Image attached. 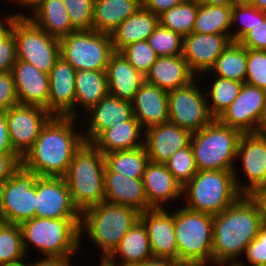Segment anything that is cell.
<instances>
[{"label": "cell", "instance_id": "52", "mask_svg": "<svg viewBox=\"0 0 266 266\" xmlns=\"http://www.w3.org/2000/svg\"><path fill=\"white\" fill-rule=\"evenodd\" d=\"M2 153H16L10 143L5 112H0V154Z\"/></svg>", "mask_w": 266, "mask_h": 266}, {"label": "cell", "instance_id": "46", "mask_svg": "<svg viewBox=\"0 0 266 266\" xmlns=\"http://www.w3.org/2000/svg\"><path fill=\"white\" fill-rule=\"evenodd\" d=\"M237 42L246 49H266V12L259 10V22Z\"/></svg>", "mask_w": 266, "mask_h": 266}, {"label": "cell", "instance_id": "25", "mask_svg": "<svg viewBox=\"0 0 266 266\" xmlns=\"http://www.w3.org/2000/svg\"><path fill=\"white\" fill-rule=\"evenodd\" d=\"M88 113L90 124L83 137L85 142L91 143L103 130L129 120L133 116L132 102L107 94Z\"/></svg>", "mask_w": 266, "mask_h": 266}, {"label": "cell", "instance_id": "58", "mask_svg": "<svg viewBox=\"0 0 266 266\" xmlns=\"http://www.w3.org/2000/svg\"><path fill=\"white\" fill-rule=\"evenodd\" d=\"M17 1L20 5H23L24 7H29L30 9L33 10L31 12H34L42 3L44 0H14Z\"/></svg>", "mask_w": 266, "mask_h": 266}, {"label": "cell", "instance_id": "30", "mask_svg": "<svg viewBox=\"0 0 266 266\" xmlns=\"http://www.w3.org/2000/svg\"><path fill=\"white\" fill-rule=\"evenodd\" d=\"M159 25V16L145 7H140L124 20L110 35L114 52H121L126 46L147 40Z\"/></svg>", "mask_w": 266, "mask_h": 266}, {"label": "cell", "instance_id": "62", "mask_svg": "<svg viewBox=\"0 0 266 266\" xmlns=\"http://www.w3.org/2000/svg\"><path fill=\"white\" fill-rule=\"evenodd\" d=\"M251 0H234L235 4L249 3Z\"/></svg>", "mask_w": 266, "mask_h": 266}, {"label": "cell", "instance_id": "3", "mask_svg": "<svg viewBox=\"0 0 266 266\" xmlns=\"http://www.w3.org/2000/svg\"><path fill=\"white\" fill-rule=\"evenodd\" d=\"M104 170V155L92 143L84 142L64 176L72 202L80 213L105 201Z\"/></svg>", "mask_w": 266, "mask_h": 266}, {"label": "cell", "instance_id": "4", "mask_svg": "<svg viewBox=\"0 0 266 266\" xmlns=\"http://www.w3.org/2000/svg\"><path fill=\"white\" fill-rule=\"evenodd\" d=\"M241 135L239 130L223 125L217 119L199 131L193 132L190 145L197 170L233 171L235 184L239 191V179L234 162Z\"/></svg>", "mask_w": 266, "mask_h": 266}, {"label": "cell", "instance_id": "44", "mask_svg": "<svg viewBox=\"0 0 266 266\" xmlns=\"http://www.w3.org/2000/svg\"><path fill=\"white\" fill-rule=\"evenodd\" d=\"M77 30H92L94 0H62Z\"/></svg>", "mask_w": 266, "mask_h": 266}, {"label": "cell", "instance_id": "63", "mask_svg": "<svg viewBox=\"0 0 266 266\" xmlns=\"http://www.w3.org/2000/svg\"><path fill=\"white\" fill-rule=\"evenodd\" d=\"M6 224V222L0 217V229Z\"/></svg>", "mask_w": 266, "mask_h": 266}, {"label": "cell", "instance_id": "35", "mask_svg": "<svg viewBox=\"0 0 266 266\" xmlns=\"http://www.w3.org/2000/svg\"><path fill=\"white\" fill-rule=\"evenodd\" d=\"M214 75L245 83L247 70V49L238 42H231L216 59L210 71Z\"/></svg>", "mask_w": 266, "mask_h": 266}, {"label": "cell", "instance_id": "10", "mask_svg": "<svg viewBox=\"0 0 266 266\" xmlns=\"http://www.w3.org/2000/svg\"><path fill=\"white\" fill-rule=\"evenodd\" d=\"M12 33L17 59L31 63L38 70L49 74L60 57L59 39L46 33L29 17H18Z\"/></svg>", "mask_w": 266, "mask_h": 266}, {"label": "cell", "instance_id": "64", "mask_svg": "<svg viewBox=\"0 0 266 266\" xmlns=\"http://www.w3.org/2000/svg\"><path fill=\"white\" fill-rule=\"evenodd\" d=\"M258 191H266V186L263 189H260Z\"/></svg>", "mask_w": 266, "mask_h": 266}, {"label": "cell", "instance_id": "37", "mask_svg": "<svg viewBox=\"0 0 266 266\" xmlns=\"http://www.w3.org/2000/svg\"><path fill=\"white\" fill-rule=\"evenodd\" d=\"M197 12V0H184L182 3L159 15V24L184 37L193 32Z\"/></svg>", "mask_w": 266, "mask_h": 266}, {"label": "cell", "instance_id": "17", "mask_svg": "<svg viewBox=\"0 0 266 266\" xmlns=\"http://www.w3.org/2000/svg\"><path fill=\"white\" fill-rule=\"evenodd\" d=\"M232 42L227 34L190 33L183 37L182 56L194 73H210L216 59Z\"/></svg>", "mask_w": 266, "mask_h": 266}, {"label": "cell", "instance_id": "32", "mask_svg": "<svg viewBox=\"0 0 266 266\" xmlns=\"http://www.w3.org/2000/svg\"><path fill=\"white\" fill-rule=\"evenodd\" d=\"M33 16V17H32ZM29 18L54 38L61 39L77 31L62 0H44Z\"/></svg>", "mask_w": 266, "mask_h": 266}, {"label": "cell", "instance_id": "21", "mask_svg": "<svg viewBox=\"0 0 266 266\" xmlns=\"http://www.w3.org/2000/svg\"><path fill=\"white\" fill-rule=\"evenodd\" d=\"M11 72L19 104L38 106L47 110L49 74L38 70L31 63L18 59Z\"/></svg>", "mask_w": 266, "mask_h": 266}, {"label": "cell", "instance_id": "27", "mask_svg": "<svg viewBox=\"0 0 266 266\" xmlns=\"http://www.w3.org/2000/svg\"><path fill=\"white\" fill-rule=\"evenodd\" d=\"M108 94L132 102L144 75L137 71L121 52H114L106 68Z\"/></svg>", "mask_w": 266, "mask_h": 266}, {"label": "cell", "instance_id": "22", "mask_svg": "<svg viewBox=\"0 0 266 266\" xmlns=\"http://www.w3.org/2000/svg\"><path fill=\"white\" fill-rule=\"evenodd\" d=\"M105 202L128 206L142 213L148 210V200L142 178H130L112 172L106 165L104 170Z\"/></svg>", "mask_w": 266, "mask_h": 266}, {"label": "cell", "instance_id": "19", "mask_svg": "<svg viewBox=\"0 0 266 266\" xmlns=\"http://www.w3.org/2000/svg\"><path fill=\"white\" fill-rule=\"evenodd\" d=\"M146 227L153 257L178 260V246L174 231V213L162 209H149L139 218Z\"/></svg>", "mask_w": 266, "mask_h": 266}, {"label": "cell", "instance_id": "33", "mask_svg": "<svg viewBox=\"0 0 266 266\" xmlns=\"http://www.w3.org/2000/svg\"><path fill=\"white\" fill-rule=\"evenodd\" d=\"M107 94L106 71H77L75 78V109L77 104H80L88 112Z\"/></svg>", "mask_w": 266, "mask_h": 266}, {"label": "cell", "instance_id": "59", "mask_svg": "<svg viewBox=\"0 0 266 266\" xmlns=\"http://www.w3.org/2000/svg\"><path fill=\"white\" fill-rule=\"evenodd\" d=\"M248 4L256 7L260 11L266 12V0H251Z\"/></svg>", "mask_w": 266, "mask_h": 266}, {"label": "cell", "instance_id": "50", "mask_svg": "<svg viewBox=\"0 0 266 266\" xmlns=\"http://www.w3.org/2000/svg\"><path fill=\"white\" fill-rule=\"evenodd\" d=\"M21 160L17 153L0 154V186L21 166Z\"/></svg>", "mask_w": 266, "mask_h": 266}, {"label": "cell", "instance_id": "41", "mask_svg": "<svg viewBox=\"0 0 266 266\" xmlns=\"http://www.w3.org/2000/svg\"><path fill=\"white\" fill-rule=\"evenodd\" d=\"M147 42L158 56L182 55L183 37L160 24L147 38Z\"/></svg>", "mask_w": 266, "mask_h": 266}, {"label": "cell", "instance_id": "34", "mask_svg": "<svg viewBox=\"0 0 266 266\" xmlns=\"http://www.w3.org/2000/svg\"><path fill=\"white\" fill-rule=\"evenodd\" d=\"M232 6L204 5L198 2L193 32L199 34H227L231 37Z\"/></svg>", "mask_w": 266, "mask_h": 266}, {"label": "cell", "instance_id": "57", "mask_svg": "<svg viewBox=\"0 0 266 266\" xmlns=\"http://www.w3.org/2000/svg\"><path fill=\"white\" fill-rule=\"evenodd\" d=\"M204 5H221V6H233L234 0H197Z\"/></svg>", "mask_w": 266, "mask_h": 266}, {"label": "cell", "instance_id": "43", "mask_svg": "<svg viewBox=\"0 0 266 266\" xmlns=\"http://www.w3.org/2000/svg\"><path fill=\"white\" fill-rule=\"evenodd\" d=\"M237 22L241 23V29L231 32L232 42H237L246 32L254 28L259 22V10L248 3L233 5L231 9V26Z\"/></svg>", "mask_w": 266, "mask_h": 266}, {"label": "cell", "instance_id": "49", "mask_svg": "<svg viewBox=\"0 0 266 266\" xmlns=\"http://www.w3.org/2000/svg\"><path fill=\"white\" fill-rule=\"evenodd\" d=\"M16 60V42L11 33L0 43V72H11Z\"/></svg>", "mask_w": 266, "mask_h": 266}, {"label": "cell", "instance_id": "14", "mask_svg": "<svg viewBox=\"0 0 266 266\" xmlns=\"http://www.w3.org/2000/svg\"><path fill=\"white\" fill-rule=\"evenodd\" d=\"M5 114L11 146L23 158L52 115L44 108L21 104L10 107Z\"/></svg>", "mask_w": 266, "mask_h": 266}, {"label": "cell", "instance_id": "56", "mask_svg": "<svg viewBox=\"0 0 266 266\" xmlns=\"http://www.w3.org/2000/svg\"><path fill=\"white\" fill-rule=\"evenodd\" d=\"M252 196L260 207L262 224L266 225V191H256Z\"/></svg>", "mask_w": 266, "mask_h": 266}, {"label": "cell", "instance_id": "28", "mask_svg": "<svg viewBox=\"0 0 266 266\" xmlns=\"http://www.w3.org/2000/svg\"><path fill=\"white\" fill-rule=\"evenodd\" d=\"M117 255L122 258L119 266H135L153 257L145 224L140 219L122 237L113 252L101 261V266H117Z\"/></svg>", "mask_w": 266, "mask_h": 266}, {"label": "cell", "instance_id": "60", "mask_svg": "<svg viewBox=\"0 0 266 266\" xmlns=\"http://www.w3.org/2000/svg\"><path fill=\"white\" fill-rule=\"evenodd\" d=\"M259 133L266 134V106H265V112H264L263 118L259 126Z\"/></svg>", "mask_w": 266, "mask_h": 266}, {"label": "cell", "instance_id": "29", "mask_svg": "<svg viewBox=\"0 0 266 266\" xmlns=\"http://www.w3.org/2000/svg\"><path fill=\"white\" fill-rule=\"evenodd\" d=\"M140 122L132 116L129 120L103 130L91 143L104 155L115 151L132 150L144 146Z\"/></svg>", "mask_w": 266, "mask_h": 266}, {"label": "cell", "instance_id": "45", "mask_svg": "<svg viewBox=\"0 0 266 266\" xmlns=\"http://www.w3.org/2000/svg\"><path fill=\"white\" fill-rule=\"evenodd\" d=\"M245 83L266 90V52L247 49Z\"/></svg>", "mask_w": 266, "mask_h": 266}, {"label": "cell", "instance_id": "24", "mask_svg": "<svg viewBox=\"0 0 266 266\" xmlns=\"http://www.w3.org/2000/svg\"><path fill=\"white\" fill-rule=\"evenodd\" d=\"M143 186L149 209H162L163 203L182 196V186L163 163L149 161L143 173Z\"/></svg>", "mask_w": 266, "mask_h": 266}, {"label": "cell", "instance_id": "13", "mask_svg": "<svg viewBox=\"0 0 266 266\" xmlns=\"http://www.w3.org/2000/svg\"><path fill=\"white\" fill-rule=\"evenodd\" d=\"M266 106V90L243 83L235 100L217 120L243 133L259 132Z\"/></svg>", "mask_w": 266, "mask_h": 266}, {"label": "cell", "instance_id": "9", "mask_svg": "<svg viewBox=\"0 0 266 266\" xmlns=\"http://www.w3.org/2000/svg\"><path fill=\"white\" fill-rule=\"evenodd\" d=\"M59 42L60 56L76 71H106L114 53L111 36L95 30H77Z\"/></svg>", "mask_w": 266, "mask_h": 266}, {"label": "cell", "instance_id": "1", "mask_svg": "<svg viewBox=\"0 0 266 266\" xmlns=\"http://www.w3.org/2000/svg\"><path fill=\"white\" fill-rule=\"evenodd\" d=\"M261 211L252 195H241L213 216V265L236 266L262 226ZM241 254V255H240Z\"/></svg>", "mask_w": 266, "mask_h": 266}, {"label": "cell", "instance_id": "15", "mask_svg": "<svg viewBox=\"0 0 266 266\" xmlns=\"http://www.w3.org/2000/svg\"><path fill=\"white\" fill-rule=\"evenodd\" d=\"M36 217L81 218L64 177L39 176L36 180Z\"/></svg>", "mask_w": 266, "mask_h": 266}, {"label": "cell", "instance_id": "16", "mask_svg": "<svg viewBox=\"0 0 266 266\" xmlns=\"http://www.w3.org/2000/svg\"><path fill=\"white\" fill-rule=\"evenodd\" d=\"M236 159L240 157L247 185L239 184L242 195H252L266 186V134L243 133L237 146Z\"/></svg>", "mask_w": 266, "mask_h": 266}, {"label": "cell", "instance_id": "26", "mask_svg": "<svg viewBox=\"0 0 266 266\" xmlns=\"http://www.w3.org/2000/svg\"><path fill=\"white\" fill-rule=\"evenodd\" d=\"M182 55L158 56L144 76V81L170 91L189 85L196 78Z\"/></svg>", "mask_w": 266, "mask_h": 266}, {"label": "cell", "instance_id": "8", "mask_svg": "<svg viewBox=\"0 0 266 266\" xmlns=\"http://www.w3.org/2000/svg\"><path fill=\"white\" fill-rule=\"evenodd\" d=\"M182 192L187 199L185 208L213 216L242 195L236 187L233 171L223 170L198 171Z\"/></svg>", "mask_w": 266, "mask_h": 266}, {"label": "cell", "instance_id": "53", "mask_svg": "<svg viewBox=\"0 0 266 266\" xmlns=\"http://www.w3.org/2000/svg\"><path fill=\"white\" fill-rule=\"evenodd\" d=\"M18 17H29L26 13H16L7 16L6 19H0V43L4 41L11 33L15 20ZM6 20V21H5ZM6 23V24H5Z\"/></svg>", "mask_w": 266, "mask_h": 266}, {"label": "cell", "instance_id": "40", "mask_svg": "<svg viewBox=\"0 0 266 266\" xmlns=\"http://www.w3.org/2000/svg\"><path fill=\"white\" fill-rule=\"evenodd\" d=\"M164 164L182 188L198 172L190 144L177 150Z\"/></svg>", "mask_w": 266, "mask_h": 266}, {"label": "cell", "instance_id": "42", "mask_svg": "<svg viewBox=\"0 0 266 266\" xmlns=\"http://www.w3.org/2000/svg\"><path fill=\"white\" fill-rule=\"evenodd\" d=\"M121 53L129 63L144 76L158 58V55L148 44L147 40L130 44L126 46Z\"/></svg>", "mask_w": 266, "mask_h": 266}, {"label": "cell", "instance_id": "51", "mask_svg": "<svg viewBox=\"0 0 266 266\" xmlns=\"http://www.w3.org/2000/svg\"><path fill=\"white\" fill-rule=\"evenodd\" d=\"M183 1L184 0H142V6L159 16L164 11L170 10Z\"/></svg>", "mask_w": 266, "mask_h": 266}, {"label": "cell", "instance_id": "18", "mask_svg": "<svg viewBox=\"0 0 266 266\" xmlns=\"http://www.w3.org/2000/svg\"><path fill=\"white\" fill-rule=\"evenodd\" d=\"M77 71L61 56L49 73L47 111L52 116L76 118L75 78Z\"/></svg>", "mask_w": 266, "mask_h": 266}, {"label": "cell", "instance_id": "54", "mask_svg": "<svg viewBox=\"0 0 266 266\" xmlns=\"http://www.w3.org/2000/svg\"><path fill=\"white\" fill-rule=\"evenodd\" d=\"M135 266H184L180 261L170 258L152 257Z\"/></svg>", "mask_w": 266, "mask_h": 266}, {"label": "cell", "instance_id": "48", "mask_svg": "<svg viewBox=\"0 0 266 266\" xmlns=\"http://www.w3.org/2000/svg\"><path fill=\"white\" fill-rule=\"evenodd\" d=\"M18 104L12 72H0V112H6L10 107Z\"/></svg>", "mask_w": 266, "mask_h": 266}, {"label": "cell", "instance_id": "6", "mask_svg": "<svg viewBox=\"0 0 266 266\" xmlns=\"http://www.w3.org/2000/svg\"><path fill=\"white\" fill-rule=\"evenodd\" d=\"M139 218L140 212L134 208L101 202L81 213L80 238L85 229L103 251L101 260L104 261Z\"/></svg>", "mask_w": 266, "mask_h": 266}, {"label": "cell", "instance_id": "2", "mask_svg": "<svg viewBox=\"0 0 266 266\" xmlns=\"http://www.w3.org/2000/svg\"><path fill=\"white\" fill-rule=\"evenodd\" d=\"M75 121L69 116H52L23 156L22 165L39 176L64 177L75 152L85 142L82 131H74Z\"/></svg>", "mask_w": 266, "mask_h": 266}, {"label": "cell", "instance_id": "5", "mask_svg": "<svg viewBox=\"0 0 266 266\" xmlns=\"http://www.w3.org/2000/svg\"><path fill=\"white\" fill-rule=\"evenodd\" d=\"M81 218L34 217L19 224L23 247L27 254L33 244L45 257L70 259L77 252L80 240ZM29 244V245H27Z\"/></svg>", "mask_w": 266, "mask_h": 266}, {"label": "cell", "instance_id": "47", "mask_svg": "<svg viewBox=\"0 0 266 266\" xmlns=\"http://www.w3.org/2000/svg\"><path fill=\"white\" fill-rule=\"evenodd\" d=\"M245 254L251 266H261L266 263V225L260 227L256 238L247 245ZM236 266H244V263L239 261Z\"/></svg>", "mask_w": 266, "mask_h": 266}, {"label": "cell", "instance_id": "55", "mask_svg": "<svg viewBox=\"0 0 266 266\" xmlns=\"http://www.w3.org/2000/svg\"><path fill=\"white\" fill-rule=\"evenodd\" d=\"M34 261V263L28 264V266H72L70 263V259H63L57 257H44Z\"/></svg>", "mask_w": 266, "mask_h": 266}, {"label": "cell", "instance_id": "7", "mask_svg": "<svg viewBox=\"0 0 266 266\" xmlns=\"http://www.w3.org/2000/svg\"><path fill=\"white\" fill-rule=\"evenodd\" d=\"M174 231L178 261L184 266H207L208 262L213 263V215L185 207L177 209L174 212Z\"/></svg>", "mask_w": 266, "mask_h": 266}, {"label": "cell", "instance_id": "11", "mask_svg": "<svg viewBox=\"0 0 266 266\" xmlns=\"http://www.w3.org/2000/svg\"><path fill=\"white\" fill-rule=\"evenodd\" d=\"M39 175L22 164L0 186V217L8 224H20L36 217V180Z\"/></svg>", "mask_w": 266, "mask_h": 266}, {"label": "cell", "instance_id": "39", "mask_svg": "<svg viewBox=\"0 0 266 266\" xmlns=\"http://www.w3.org/2000/svg\"><path fill=\"white\" fill-rule=\"evenodd\" d=\"M26 256L19 224L6 223L0 229V265L24 260Z\"/></svg>", "mask_w": 266, "mask_h": 266}, {"label": "cell", "instance_id": "31", "mask_svg": "<svg viewBox=\"0 0 266 266\" xmlns=\"http://www.w3.org/2000/svg\"><path fill=\"white\" fill-rule=\"evenodd\" d=\"M140 7L142 0H94L92 30L111 35Z\"/></svg>", "mask_w": 266, "mask_h": 266}, {"label": "cell", "instance_id": "38", "mask_svg": "<svg viewBox=\"0 0 266 266\" xmlns=\"http://www.w3.org/2000/svg\"><path fill=\"white\" fill-rule=\"evenodd\" d=\"M242 86L243 83L239 81L216 76L209 94L207 93V96L211 98V105H208V109L215 119L235 100Z\"/></svg>", "mask_w": 266, "mask_h": 266}, {"label": "cell", "instance_id": "12", "mask_svg": "<svg viewBox=\"0 0 266 266\" xmlns=\"http://www.w3.org/2000/svg\"><path fill=\"white\" fill-rule=\"evenodd\" d=\"M195 81L168 92L169 122L191 133L199 131L215 119L208 109L209 100Z\"/></svg>", "mask_w": 266, "mask_h": 266}, {"label": "cell", "instance_id": "36", "mask_svg": "<svg viewBox=\"0 0 266 266\" xmlns=\"http://www.w3.org/2000/svg\"><path fill=\"white\" fill-rule=\"evenodd\" d=\"M105 165L112 171L130 178H142L150 161L145 146L132 150L104 154Z\"/></svg>", "mask_w": 266, "mask_h": 266}, {"label": "cell", "instance_id": "23", "mask_svg": "<svg viewBox=\"0 0 266 266\" xmlns=\"http://www.w3.org/2000/svg\"><path fill=\"white\" fill-rule=\"evenodd\" d=\"M132 109L143 129L169 122L168 91L144 81L135 94Z\"/></svg>", "mask_w": 266, "mask_h": 266}, {"label": "cell", "instance_id": "20", "mask_svg": "<svg viewBox=\"0 0 266 266\" xmlns=\"http://www.w3.org/2000/svg\"><path fill=\"white\" fill-rule=\"evenodd\" d=\"M149 160L165 163L177 150L190 144L191 132L171 122L155 125L142 131Z\"/></svg>", "mask_w": 266, "mask_h": 266}, {"label": "cell", "instance_id": "61", "mask_svg": "<svg viewBox=\"0 0 266 266\" xmlns=\"http://www.w3.org/2000/svg\"><path fill=\"white\" fill-rule=\"evenodd\" d=\"M0 266H28V264L25 263L24 260H21V261H17V262L3 264V265H0Z\"/></svg>", "mask_w": 266, "mask_h": 266}]
</instances>
